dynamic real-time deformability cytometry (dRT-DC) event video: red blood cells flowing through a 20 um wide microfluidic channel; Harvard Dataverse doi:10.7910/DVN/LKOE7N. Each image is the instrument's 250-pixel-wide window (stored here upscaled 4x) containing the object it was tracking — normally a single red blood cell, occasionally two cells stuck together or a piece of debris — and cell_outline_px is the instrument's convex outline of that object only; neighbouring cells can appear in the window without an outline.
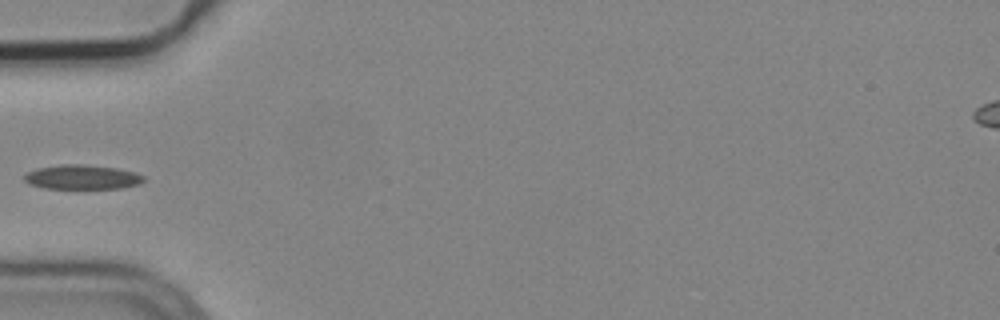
{"species": "common noctule bat (a hibernating species)", "species_latin": "Nyctalus noctula", "temperature_condition": "cold", "stored_images_in_passage": 5, "camera_frame_rate_fps": 3000, "um_per_image_px": 0.085, "animal": {"sex": "male", "body_mass_g": 19.2, "forearm_length_mm": 51.8}, "frame": {"image": 1, "passage_image": 5, "time_ms": 1.333, "image_size_px": [1000, 320], "cell_outline_px": [[144, 180], [140, 184], [124, 188], [44, 188], [28, 184], [24, 180], [24, 176], [28, 172], [36, 168], [60, 164], [84, 164], [116, 168], [136, 172], [144, 176]], "centroid_in_image_um": [6.99, 15.05], "position_along_channel_um": 78.0, "area_um2": 17.11}}